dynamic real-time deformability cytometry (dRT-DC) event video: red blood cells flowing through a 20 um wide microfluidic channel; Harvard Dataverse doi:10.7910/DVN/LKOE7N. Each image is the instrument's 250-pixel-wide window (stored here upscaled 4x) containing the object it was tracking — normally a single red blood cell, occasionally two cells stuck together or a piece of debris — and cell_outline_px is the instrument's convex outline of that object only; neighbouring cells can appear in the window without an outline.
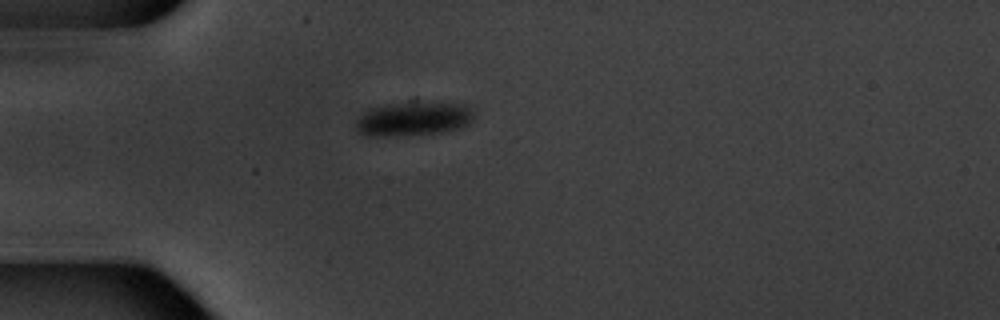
{"species": "common noctule bat (a hibernating species)", "species_latin": "Nyctalus noctula", "temperature_condition": "warm", "stored_images_in_passage": 8, "camera_frame_rate_fps": 3000, "um_per_image_px": 0.085, "animal": {"sex": "male", "body_mass_g": 20.1, "forearm_length_mm": 53.5}, "frame": {"image": 1, "passage_image": 1, "time_ms": 0.0, "image_size_px": [1000, 320], "cell_outline_px": [[476, 112], [472, 120], [468, 124], [460, 128], [444, 132], [396, 136], [364, 136], [356, 132], [356, 120], [368, 108], [412, 100], [464, 104], [472, 108]], "centroid_in_image_um": [35.15, 10.08], "position_along_channel_um": 49.8, "area_um2": 24.28}}
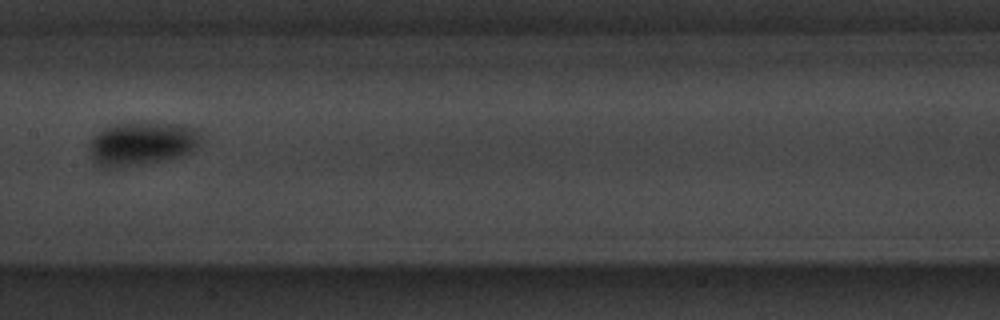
{"frame": {"image": 2, "passage_image": 5, "time_ms": 4.667, "image_size_px": [1000, 320], "cell_outline_px": [[200, 136], [192, 152], [180, 156], [140, 164], [112, 168], [104, 168], [92, 160], [88, 144], [92, 136], [104, 128], [116, 124], [132, 120], [144, 120], [184, 124], [196, 128]], "centroid_in_image_um": [12.01, 12.14], "position_along_channel_um": 195.4, "area_um2": 28.9}}
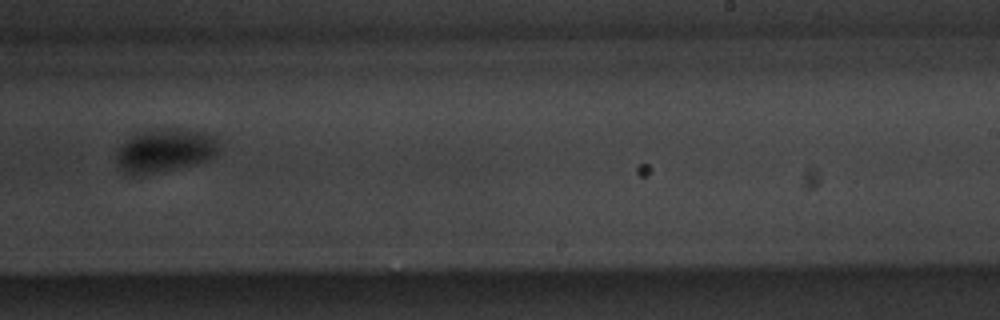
{"frame": {"image": 3, "passage_image": 7, "time_ms": 7.0, "image_size_px": [1000, 320], "cell_outline_px": [[220, 140], [216, 156], [192, 164], [176, 168], [140, 176], [132, 176], [120, 172], [116, 160], [116, 156], [120, 144], [132, 136], [140, 132], [164, 128], [172, 128], [216, 132]], "centroid_in_image_um": [14.04, 12.78], "position_along_channel_um": 275.0, "area_um2": 26.59}}